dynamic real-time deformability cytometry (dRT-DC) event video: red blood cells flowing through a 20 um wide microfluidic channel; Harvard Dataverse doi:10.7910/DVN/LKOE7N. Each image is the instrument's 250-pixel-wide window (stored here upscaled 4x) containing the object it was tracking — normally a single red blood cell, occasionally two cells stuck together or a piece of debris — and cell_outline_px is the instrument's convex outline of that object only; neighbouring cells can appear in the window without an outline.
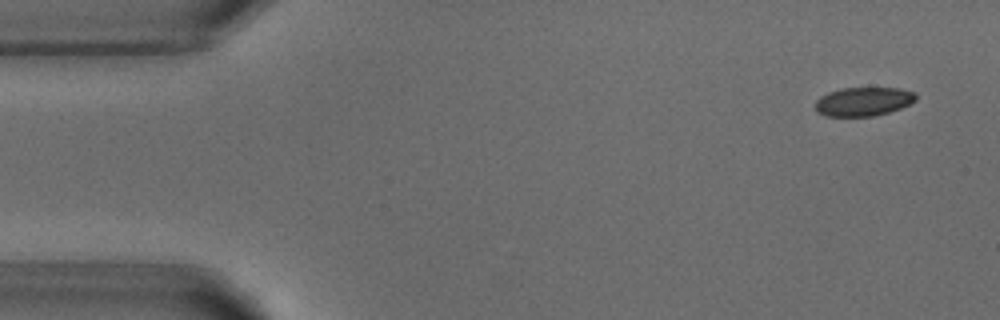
{"species": "common noctule bat (a hibernating species)", "species_latin": "Nyctalus noctula", "temperature_condition": "warm", "stored_images_in_passage": 6, "camera_frame_rate_fps": 3000, "um_per_image_px": 0.085, "animal": {"sex": "male", "body_mass_g": 18.8}, "frame": {"image": 1, "passage_image": 1, "time_ms": 0.0, "image_size_px": [1000, 320], "cell_outline_px": [[916, 100], [900, 108], [888, 112], [872, 116], [824, 116], [816, 112], [816, 100], [820, 96], [828, 92], [840, 88], [900, 88], [916, 92]], "centroid_in_image_um": [73.37, 8.62], "position_along_channel_um": 11.6, "area_um2": 16.94}}